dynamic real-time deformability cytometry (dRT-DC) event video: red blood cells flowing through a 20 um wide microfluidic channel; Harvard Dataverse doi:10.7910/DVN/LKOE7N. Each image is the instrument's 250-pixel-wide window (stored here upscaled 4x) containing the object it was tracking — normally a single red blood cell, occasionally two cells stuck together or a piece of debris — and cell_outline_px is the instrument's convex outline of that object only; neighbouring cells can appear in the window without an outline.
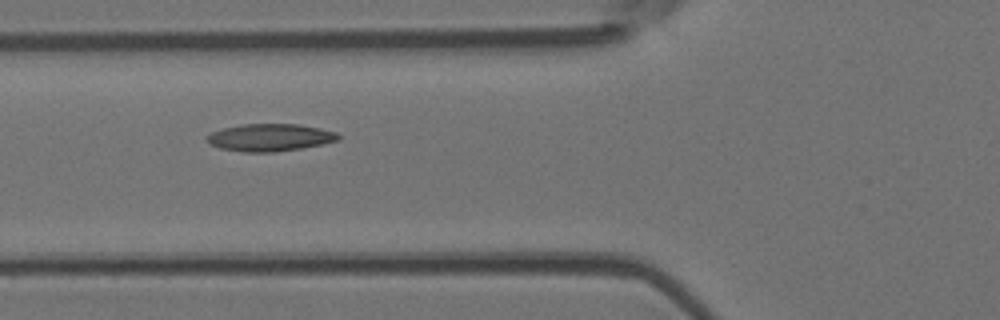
{"species": "Egyptian fruit bat (a non-hibernating species)", "species_latin": "Rousettus aegyptiacus", "temperature_condition": "room temperature", "stored_images_in_passage": 6, "camera_frame_rate_fps": 3000, "um_per_image_px": 0.085, "animal": {"sex": "female"}, "frame": {"image": 1, "passage_image": 2, "time_ms": 2.0, "image_size_px": [1000, 320], "cell_outline_px": [[340, 140], [300, 148], [276, 152], [244, 152], [220, 148], [212, 144], [208, 140], [208, 136], [212, 132], [224, 128], [240, 124], [300, 124], [320, 128], [336, 132], [340, 136]], "centroid_in_image_um": [22.98, 11.68], "position_along_channel_um": 102.8, "area_um2": 20.75}}
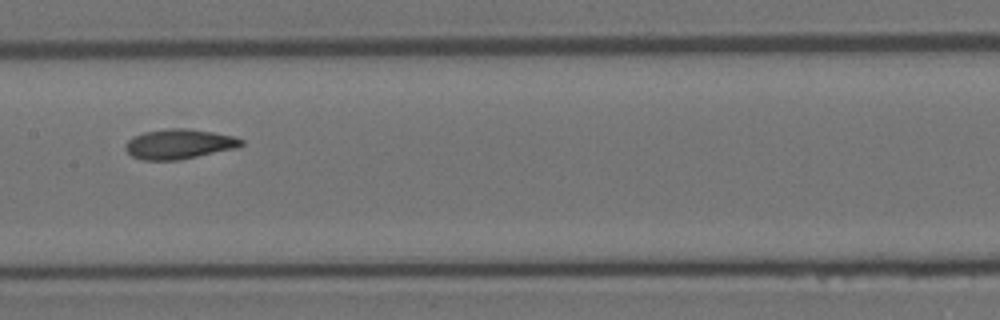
{"frame": {"image": 2, "passage_image": 4, "time_ms": 4.333, "image_size_px": [1000, 320], "cell_outline_px": [[244, 144], [236, 148], [180, 160], [144, 160], [132, 156], [124, 148], [124, 144], [132, 136], [144, 132], [164, 128], [184, 128], [212, 132], [232, 136], [244, 140]], "centroid_in_image_um": [15.19, 12.24], "position_along_channel_um": 192.2, "area_um2": 20.23}}
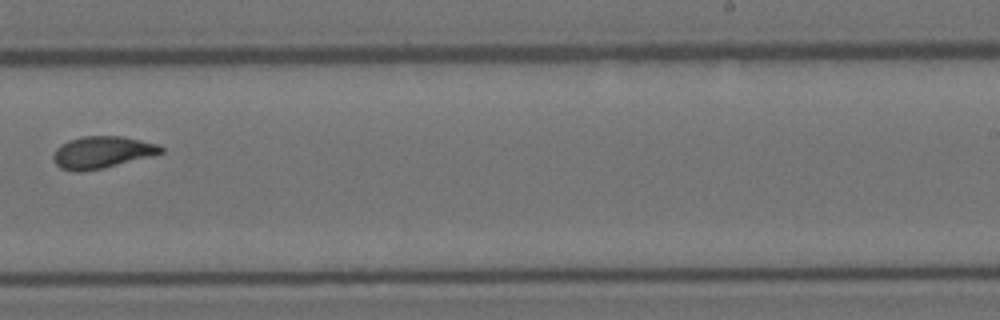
{"frame": {"image": 3, "passage_image": 6, "time_ms": 6.667, "image_size_px": [1000, 320], "cell_outline_px": [[164, 152], [152, 156], [104, 168], [80, 172], [76, 172], [60, 168], [52, 160], [52, 156], [56, 148], [60, 144], [68, 140], [84, 136], [124, 136], [156, 144], [164, 148]], "centroid_in_image_um": [8.64, 12.95], "position_along_channel_um": 280.4, "area_um2": 20.23}}